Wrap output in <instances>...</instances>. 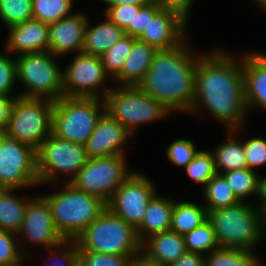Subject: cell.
I'll use <instances>...</instances> for the list:
<instances>
[{
	"mask_svg": "<svg viewBox=\"0 0 266 266\" xmlns=\"http://www.w3.org/2000/svg\"><path fill=\"white\" fill-rule=\"evenodd\" d=\"M141 245V250H144L141 256L161 266H169L187 252L183 235L171 230L153 234Z\"/></svg>",
	"mask_w": 266,
	"mask_h": 266,
	"instance_id": "cell-20",
	"label": "cell"
},
{
	"mask_svg": "<svg viewBox=\"0 0 266 266\" xmlns=\"http://www.w3.org/2000/svg\"><path fill=\"white\" fill-rule=\"evenodd\" d=\"M258 197H260V200H262V204L259 209L260 211H262L266 207V177L259 178Z\"/></svg>",
	"mask_w": 266,
	"mask_h": 266,
	"instance_id": "cell-48",
	"label": "cell"
},
{
	"mask_svg": "<svg viewBox=\"0 0 266 266\" xmlns=\"http://www.w3.org/2000/svg\"><path fill=\"white\" fill-rule=\"evenodd\" d=\"M124 35L125 32L108 17L106 22L100 23L91 28L89 27L88 22L82 52L100 57Z\"/></svg>",
	"mask_w": 266,
	"mask_h": 266,
	"instance_id": "cell-24",
	"label": "cell"
},
{
	"mask_svg": "<svg viewBox=\"0 0 266 266\" xmlns=\"http://www.w3.org/2000/svg\"><path fill=\"white\" fill-rule=\"evenodd\" d=\"M205 205L208 211L229 207L241 202L234 194L227 180L221 175H214L204 186Z\"/></svg>",
	"mask_w": 266,
	"mask_h": 266,
	"instance_id": "cell-27",
	"label": "cell"
},
{
	"mask_svg": "<svg viewBox=\"0 0 266 266\" xmlns=\"http://www.w3.org/2000/svg\"><path fill=\"white\" fill-rule=\"evenodd\" d=\"M16 98L0 95V130H6Z\"/></svg>",
	"mask_w": 266,
	"mask_h": 266,
	"instance_id": "cell-44",
	"label": "cell"
},
{
	"mask_svg": "<svg viewBox=\"0 0 266 266\" xmlns=\"http://www.w3.org/2000/svg\"><path fill=\"white\" fill-rule=\"evenodd\" d=\"M7 137L6 132L4 130H0V151H2L4 139Z\"/></svg>",
	"mask_w": 266,
	"mask_h": 266,
	"instance_id": "cell-50",
	"label": "cell"
},
{
	"mask_svg": "<svg viewBox=\"0 0 266 266\" xmlns=\"http://www.w3.org/2000/svg\"><path fill=\"white\" fill-rule=\"evenodd\" d=\"M157 51L155 47L137 39L115 79L121 82L122 86H138L144 79Z\"/></svg>",
	"mask_w": 266,
	"mask_h": 266,
	"instance_id": "cell-22",
	"label": "cell"
},
{
	"mask_svg": "<svg viewBox=\"0 0 266 266\" xmlns=\"http://www.w3.org/2000/svg\"><path fill=\"white\" fill-rule=\"evenodd\" d=\"M185 40L175 48L158 50L138 87L170 111H191L195 99L197 60Z\"/></svg>",
	"mask_w": 266,
	"mask_h": 266,
	"instance_id": "cell-2",
	"label": "cell"
},
{
	"mask_svg": "<svg viewBox=\"0 0 266 266\" xmlns=\"http://www.w3.org/2000/svg\"><path fill=\"white\" fill-rule=\"evenodd\" d=\"M135 259V256L79 251V266H132Z\"/></svg>",
	"mask_w": 266,
	"mask_h": 266,
	"instance_id": "cell-36",
	"label": "cell"
},
{
	"mask_svg": "<svg viewBox=\"0 0 266 266\" xmlns=\"http://www.w3.org/2000/svg\"><path fill=\"white\" fill-rule=\"evenodd\" d=\"M243 75L247 108L257 104L266 110V56L260 53L246 55Z\"/></svg>",
	"mask_w": 266,
	"mask_h": 266,
	"instance_id": "cell-21",
	"label": "cell"
},
{
	"mask_svg": "<svg viewBox=\"0 0 266 266\" xmlns=\"http://www.w3.org/2000/svg\"><path fill=\"white\" fill-rule=\"evenodd\" d=\"M247 168L254 170L255 167L266 164V139L255 137L243 142Z\"/></svg>",
	"mask_w": 266,
	"mask_h": 266,
	"instance_id": "cell-41",
	"label": "cell"
},
{
	"mask_svg": "<svg viewBox=\"0 0 266 266\" xmlns=\"http://www.w3.org/2000/svg\"><path fill=\"white\" fill-rule=\"evenodd\" d=\"M208 220V210L192 202H174L171 231L184 235Z\"/></svg>",
	"mask_w": 266,
	"mask_h": 266,
	"instance_id": "cell-25",
	"label": "cell"
},
{
	"mask_svg": "<svg viewBox=\"0 0 266 266\" xmlns=\"http://www.w3.org/2000/svg\"><path fill=\"white\" fill-rule=\"evenodd\" d=\"M261 220H262V229H263V226H264V222H265V225H266V207L261 211ZM266 228V227H265Z\"/></svg>",
	"mask_w": 266,
	"mask_h": 266,
	"instance_id": "cell-51",
	"label": "cell"
},
{
	"mask_svg": "<svg viewBox=\"0 0 266 266\" xmlns=\"http://www.w3.org/2000/svg\"><path fill=\"white\" fill-rule=\"evenodd\" d=\"M48 53V54H47ZM48 52L19 55L16 59L17 78L27 86L22 97L56 101L64 96L63 72Z\"/></svg>",
	"mask_w": 266,
	"mask_h": 266,
	"instance_id": "cell-9",
	"label": "cell"
},
{
	"mask_svg": "<svg viewBox=\"0 0 266 266\" xmlns=\"http://www.w3.org/2000/svg\"><path fill=\"white\" fill-rule=\"evenodd\" d=\"M208 221L220 248L251 250L264 235L261 211L244 201L208 211Z\"/></svg>",
	"mask_w": 266,
	"mask_h": 266,
	"instance_id": "cell-5",
	"label": "cell"
},
{
	"mask_svg": "<svg viewBox=\"0 0 266 266\" xmlns=\"http://www.w3.org/2000/svg\"><path fill=\"white\" fill-rule=\"evenodd\" d=\"M161 9L177 13L182 19L187 21L188 11L193 0H153Z\"/></svg>",
	"mask_w": 266,
	"mask_h": 266,
	"instance_id": "cell-43",
	"label": "cell"
},
{
	"mask_svg": "<svg viewBox=\"0 0 266 266\" xmlns=\"http://www.w3.org/2000/svg\"><path fill=\"white\" fill-rule=\"evenodd\" d=\"M155 195L149 179L140 173H131L106 205L112 213L137 229L144 220L148 203Z\"/></svg>",
	"mask_w": 266,
	"mask_h": 266,
	"instance_id": "cell-13",
	"label": "cell"
},
{
	"mask_svg": "<svg viewBox=\"0 0 266 266\" xmlns=\"http://www.w3.org/2000/svg\"><path fill=\"white\" fill-rule=\"evenodd\" d=\"M99 100L100 98L94 97L64 95L54 101L52 134L59 139L84 145L103 114L99 111Z\"/></svg>",
	"mask_w": 266,
	"mask_h": 266,
	"instance_id": "cell-6",
	"label": "cell"
},
{
	"mask_svg": "<svg viewBox=\"0 0 266 266\" xmlns=\"http://www.w3.org/2000/svg\"><path fill=\"white\" fill-rule=\"evenodd\" d=\"M185 171L192 180L205 186L217 174L213 154L208 151H199L185 167Z\"/></svg>",
	"mask_w": 266,
	"mask_h": 266,
	"instance_id": "cell-35",
	"label": "cell"
},
{
	"mask_svg": "<svg viewBox=\"0 0 266 266\" xmlns=\"http://www.w3.org/2000/svg\"><path fill=\"white\" fill-rule=\"evenodd\" d=\"M72 0H32L33 18L44 23H53L68 17Z\"/></svg>",
	"mask_w": 266,
	"mask_h": 266,
	"instance_id": "cell-33",
	"label": "cell"
},
{
	"mask_svg": "<svg viewBox=\"0 0 266 266\" xmlns=\"http://www.w3.org/2000/svg\"><path fill=\"white\" fill-rule=\"evenodd\" d=\"M215 169L217 174H221L219 169L223 168V172L247 168V160L243 143L236 140H229L227 143L218 147L213 155Z\"/></svg>",
	"mask_w": 266,
	"mask_h": 266,
	"instance_id": "cell-28",
	"label": "cell"
},
{
	"mask_svg": "<svg viewBox=\"0 0 266 266\" xmlns=\"http://www.w3.org/2000/svg\"><path fill=\"white\" fill-rule=\"evenodd\" d=\"M79 251L139 256L136 229L106 208L76 239Z\"/></svg>",
	"mask_w": 266,
	"mask_h": 266,
	"instance_id": "cell-4",
	"label": "cell"
},
{
	"mask_svg": "<svg viewBox=\"0 0 266 266\" xmlns=\"http://www.w3.org/2000/svg\"><path fill=\"white\" fill-rule=\"evenodd\" d=\"M88 20L83 13H75L50 23L49 52L56 56L73 50L82 53Z\"/></svg>",
	"mask_w": 266,
	"mask_h": 266,
	"instance_id": "cell-18",
	"label": "cell"
},
{
	"mask_svg": "<svg viewBox=\"0 0 266 266\" xmlns=\"http://www.w3.org/2000/svg\"><path fill=\"white\" fill-rule=\"evenodd\" d=\"M173 209L174 201L158 195L152 198L147 205L143 222L136 229L141 243L153 234L170 230Z\"/></svg>",
	"mask_w": 266,
	"mask_h": 266,
	"instance_id": "cell-23",
	"label": "cell"
},
{
	"mask_svg": "<svg viewBox=\"0 0 266 266\" xmlns=\"http://www.w3.org/2000/svg\"><path fill=\"white\" fill-rule=\"evenodd\" d=\"M169 266H205V256L197 253L186 252Z\"/></svg>",
	"mask_w": 266,
	"mask_h": 266,
	"instance_id": "cell-45",
	"label": "cell"
},
{
	"mask_svg": "<svg viewBox=\"0 0 266 266\" xmlns=\"http://www.w3.org/2000/svg\"><path fill=\"white\" fill-rule=\"evenodd\" d=\"M21 232L26 234L31 243L46 245L51 253L54 247L71 243L56 229L50 208L43 197H35L28 202L19 233Z\"/></svg>",
	"mask_w": 266,
	"mask_h": 266,
	"instance_id": "cell-15",
	"label": "cell"
},
{
	"mask_svg": "<svg viewBox=\"0 0 266 266\" xmlns=\"http://www.w3.org/2000/svg\"><path fill=\"white\" fill-rule=\"evenodd\" d=\"M143 5L122 4L117 6H107L106 15L124 32L129 26H134L135 11Z\"/></svg>",
	"mask_w": 266,
	"mask_h": 266,
	"instance_id": "cell-39",
	"label": "cell"
},
{
	"mask_svg": "<svg viewBox=\"0 0 266 266\" xmlns=\"http://www.w3.org/2000/svg\"><path fill=\"white\" fill-rule=\"evenodd\" d=\"M205 256V266H260L250 250L218 248Z\"/></svg>",
	"mask_w": 266,
	"mask_h": 266,
	"instance_id": "cell-29",
	"label": "cell"
},
{
	"mask_svg": "<svg viewBox=\"0 0 266 266\" xmlns=\"http://www.w3.org/2000/svg\"><path fill=\"white\" fill-rule=\"evenodd\" d=\"M17 78L16 60L6 54H0V95L9 96Z\"/></svg>",
	"mask_w": 266,
	"mask_h": 266,
	"instance_id": "cell-42",
	"label": "cell"
},
{
	"mask_svg": "<svg viewBox=\"0 0 266 266\" xmlns=\"http://www.w3.org/2000/svg\"><path fill=\"white\" fill-rule=\"evenodd\" d=\"M136 40V38L124 35L108 51L100 56L107 75L111 73L114 79L119 75L124 61L128 57L133 43Z\"/></svg>",
	"mask_w": 266,
	"mask_h": 266,
	"instance_id": "cell-32",
	"label": "cell"
},
{
	"mask_svg": "<svg viewBox=\"0 0 266 266\" xmlns=\"http://www.w3.org/2000/svg\"><path fill=\"white\" fill-rule=\"evenodd\" d=\"M110 89L102 101L104 111L123 125L130 133L136 125L166 116L171 111L138 86H121Z\"/></svg>",
	"mask_w": 266,
	"mask_h": 266,
	"instance_id": "cell-7",
	"label": "cell"
},
{
	"mask_svg": "<svg viewBox=\"0 0 266 266\" xmlns=\"http://www.w3.org/2000/svg\"><path fill=\"white\" fill-rule=\"evenodd\" d=\"M199 151L190 140L178 139L167 147L168 159L178 165L186 167Z\"/></svg>",
	"mask_w": 266,
	"mask_h": 266,
	"instance_id": "cell-38",
	"label": "cell"
},
{
	"mask_svg": "<svg viewBox=\"0 0 266 266\" xmlns=\"http://www.w3.org/2000/svg\"><path fill=\"white\" fill-rule=\"evenodd\" d=\"M258 2V5H261L264 9L266 8V0H256Z\"/></svg>",
	"mask_w": 266,
	"mask_h": 266,
	"instance_id": "cell-52",
	"label": "cell"
},
{
	"mask_svg": "<svg viewBox=\"0 0 266 266\" xmlns=\"http://www.w3.org/2000/svg\"><path fill=\"white\" fill-rule=\"evenodd\" d=\"M39 183L36 150L6 137L0 151V189H19Z\"/></svg>",
	"mask_w": 266,
	"mask_h": 266,
	"instance_id": "cell-12",
	"label": "cell"
},
{
	"mask_svg": "<svg viewBox=\"0 0 266 266\" xmlns=\"http://www.w3.org/2000/svg\"><path fill=\"white\" fill-rule=\"evenodd\" d=\"M132 266H161L146 260L143 256H137Z\"/></svg>",
	"mask_w": 266,
	"mask_h": 266,
	"instance_id": "cell-49",
	"label": "cell"
},
{
	"mask_svg": "<svg viewBox=\"0 0 266 266\" xmlns=\"http://www.w3.org/2000/svg\"><path fill=\"white\" fill-rule=\"evenodd\" d=\"M240 201L250 194L258 195L259 178L254 170L242 168L221 174Z\"/></svg>",
	"mask_w": 266,
	"mask_h": 266,
	"instance_id": "cell-31",
	"label": "cell"
},
{
	"mask_svg": "<svg viewBox=\"0 0 266 266\" xmlns=\"http://www.w3.org/2000/svg\"><path fill=\"white\" fill-rule=\"evenodd\" d=\"M160 10L161 8L155 2L141 6L139 11H135L134 26H129L125 31V35L138 39L145 28H147L149 21H151Z\"/></svg>",
	"mask_w": 266,
	"mask_h": 266,
	"instance_id": "cell-40",
	"label": "cell"
},
{
	"mask_svg": "<svg viewBox=\"0 0 266 266\" xmlns=\"http://www.w3.org/2000/svg\"><path fill=\"white\" fill-rule=\"evenodd\" d=\"M12 191L14 189H0V229L19 233L30 200L15 198Z\"/></svg>",
	"mask_w": 266,
	"mask_h": 266,
	"instance_id": "cell-26",
	"label": "cell"
},
{
	"mask_svg": "<svg viewBox=\"0 0 266 266\" xmlns=\"http://www.w3.org/2000/svg\"><path fill=\"white\" fill-rule=\"evenodd\" d=\"M130 132L105 111L98 119L95 129L84 144L88 158L124 155L122 145Z\"/></svg>",
	"mask_w": 266,
	"mask_h": 266,
	"instance_id": "cell-16",
	"label": "cell"
},
{
	"mask_svg": "<svg viewBox=\"0 0 266 266\" xmlns=\"http://www.w3.org/2000/svg\"><path fill=\"white\" fill-rule=\"evenodd\" d=\"M106 77L108 75L100 57L79 53L63 73L64 95L104 98L110 89L102 93L98 88L105 82Z\"/></svg>",
	"mask_w": 266,
	"mask_h": 266,
	"instance_id": "cell-14",
	"label": "cell"
},
{
	"mask_svg": "<svg viewBox=\"0 0 266 266\" xmlns=\"http://www.w3.org/2000/svg\"><path fill=\"white\" fill-rule=\"evenodd\" d=\"M0 17L8 27L32 19V0H0Z\"/></svg>",
	"mask_w": 266,
	"mask_h": 266,
	"instance_id": "cell-34",
	"label": "cell"
},
{
	"mask_svg": "<svg viewBox=\"0 0 266 266\" xmlns=\"http://www.w3.org/2000/svg\"><path fill=\"white\" fill-rule=\"evenodd\" d=\"M185 20L177 13L161 9L138 38L157 50H168L180 45L185 37Z\"/></svg>",
	"mask_w": 266,
	"mask_h": 266,
	"instance_id": "cell-17",
	"label": "cell"
},
{
	"mask_svg": "<svg viewBox=\"0 0 266 266\" xmlns=\"http://www.w3.org/2000/svg\"><path fill=\"white\" fill-rule=\"evenodd\" d=\"M36 156L39 183L56 178L57 172L72 174L70 182L88 160L83 144L59 139L52 133L40 144Z\"/></svg>",
	"mask_w": 266,
	"mask_h": 266,
	"instance_id": "cell-11",
	"label": "cell"
},
{
	"mask_svg": "<svg viewBox=\"0 0 266 266\" xmlns=\"http://www.w3.org/2000/svg\"><path fill=\"white\" fill-rule=\"evenodd\" d=\"M187 252L203 255L220 248L214 229L207 220L202 225L183 235Z\"/></svg>",
	"mask_w": 266,
	"mask_h": 266,
	"instance_id": "cell-30",
	"label": "cell"
},
{
	"mask_svg": "<svg viewBox=\"0 0 266 266\" xmlns=\"http://www.w3.org/2000/svg\"><path fill=\"white\" fill-rule=\"evenodd\" d=\"M102 1L108 4V6H117L122 4L146 5L153 2V0H102Z\"/></svg>",
	"mask_w": 266,
	"mask_h": 266,
	"instance_id": "cell-47",
	"label": "cell"
},
{
	"mask_svg": "<svg viewBox=\"0 0 266 266\" xmlns=\"http://www.w3.org/2000/svg\"><path fill=\"white\" fill-rule=\"evenodd\" d=\"M71 241L74 246H71V249L67 250V252L64 251L63 262H66L65 266H79V247L76 240Z\"/></svg>",
	"mask_w": 266,
	"mask_h": 266,
	"instance_id": "cell-46",
	"label": "cell"
},
{
	"mask_svg": "<svg viewBox=\"0 0 266 266\" xmlns=\"http://www.w3.org/2000/svg\"><path fill=\"white\" fill-rule=\"evenodd\" d=\"M16 233L0 229V266L20 265L25 258L18 250L14 235Z\"/></svg>",
	"mask_w": 266,
	"mask_h": 266,
	"instance_id": "cell-37",
	"label": "cell"
},
{
	"mask_svg": "<svg viewBox=\"0 0 266 266\" xmlns=\"http://www.w3.org/2000/svg\"><path fill=\"white\" fill-rule=\"evenodd\" d=\"M213 53L198 57L194 84L195 99L191 111L197 110V103L201 102L218 121L230 127L231 136L233 131L241 127L244 114L248 110L243 60L238 64L224 52Z\"/></svg>",
	"mask_w": 266,
	"mask_h": 266,
	"instance_id": "cell-1",
	"label": "cell"
},
{
	"mask_svg": "<svg viewBox=\"0 0 266 266\" xmlns=\"http://www.w3.org/2000/svg\"><path fill=\"white\" fill-rule=\"evenodd\" d=\"M54 101L17 96L12 107L6 135L37 150L52 133Z\"/></svg>",
	"mask_w": 266,
	"mask_h": 266,
	"instance_id": "cell-8",
	"label": "cell"
},
{
	"mask_svg": "<svg viewBox=\"0 0 266 266\" xmlns=\"http://www.w3.org/2000/svg\"><path fill=\"white\" fill-rule=\"evenodd\" d=\"M8 29L10 31L6 45L8 51L18 52L19 55L49 51L48 23L32 18Z\"/></svg>",
	"mask_w": 266,
	"mask_h": 266,
	"instance_id": "cell-19",
	"label": "cell"
},
{
	"mask_svg": "<svg viewBox=\"0 0 266 266\" xmlns=\"http://www.w3.org/2000/svg\"><path fill=\"white\" fill-rule=\"evenodd\" d=\"M64 190L42 196L50 208L56 229L65 240H75L106 208L107 205L74 187L70 182Z\"/></svg>",
	"mask_w": 266,
	"mask_h": 266,
	"instance_id": "cell-3",
	"label": "cell"
},
{
	"mask_svg": "<svg viewBox=\"0 0 266 266\" xmlns=\"http://www.w3.org/2000/svg\"><path fill=\"white\" fill-rule=\"evenodd\" d=\"M126 168L124 155L88 158L70 183L107 204L117 188L131 175L132 172Z\"/></svg>",
	"mask_w": 266,
	"mask_h": 266,
	"instance_id": "cell-10",
	"label": "cell"
}]
</instances>
